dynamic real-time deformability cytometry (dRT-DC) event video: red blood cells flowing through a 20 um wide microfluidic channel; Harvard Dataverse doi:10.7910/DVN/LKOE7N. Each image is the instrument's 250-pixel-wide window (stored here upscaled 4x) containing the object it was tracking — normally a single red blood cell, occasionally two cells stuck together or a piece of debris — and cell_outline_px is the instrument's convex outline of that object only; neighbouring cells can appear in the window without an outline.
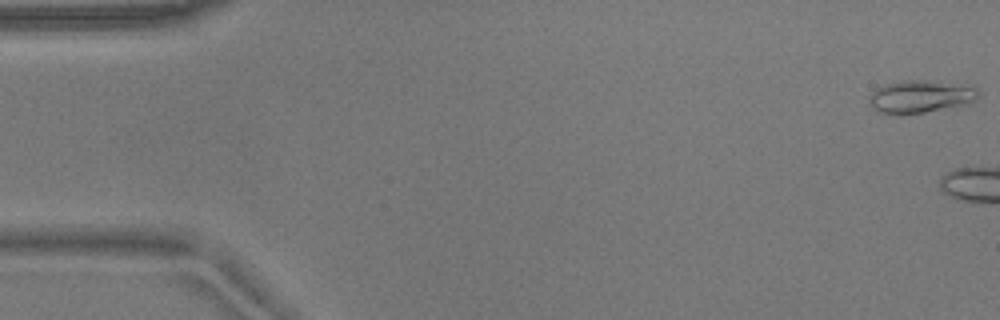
{"species": "common noctule bat (a hibernating species)", "species_latin": "Nyctalus noctula", "temperature_condition": "warm", "stored_images_in_passage": 4, "camera_frame_rate_fps": 3000, "um_per_image_px": 0.085, "animal": {"sex": "male", "body_mass_g": 17.9}, "frame": {"image": 1, "passage_image": 1, "time_ms": 0.0, "image_size_px": [1000, 320], "cell_outline_px": [[980, 96], [972, 104], [900, 116], [892, 116], [876, 112], [868, 104], [868, 96], [876, 88], [884, 84], [904, 80], [920, 80], [972, 84], [980, 92]], "centroid_in_image_um": [78.25, 8.23], "position_along_channel_um": 6.8, "area_um2": 21.85}}